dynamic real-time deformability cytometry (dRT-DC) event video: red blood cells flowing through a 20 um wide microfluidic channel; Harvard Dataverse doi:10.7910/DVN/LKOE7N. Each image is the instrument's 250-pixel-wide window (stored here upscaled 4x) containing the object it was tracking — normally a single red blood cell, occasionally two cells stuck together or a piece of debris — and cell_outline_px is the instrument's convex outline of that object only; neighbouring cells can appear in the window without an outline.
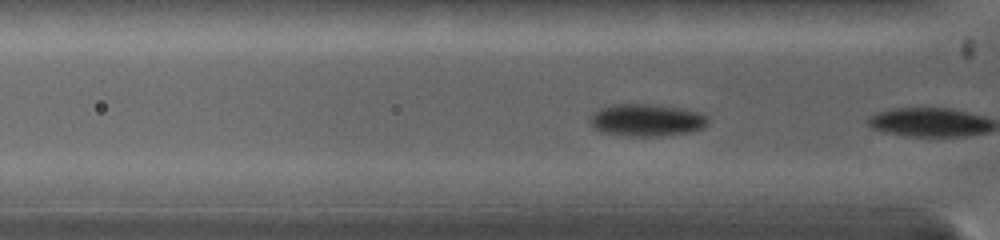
{"species": "common noctule bat (a hibernating species)", "species_latin": "Nyctalus noctula", "temperature_condition": "warm", "stored_images_in_passage": 6, "camera_frame_rate_fps": 5000, "um_per_image_px": 0.085, "animal": {"sex": "female", "body_mass_g": 19.0, "forearm_length_mm": 53.3}, "frame": {"image": 1, "passage_image": 5, "time_ms": 0.8, "image_size_px": [1000, 240], "cell_outline_px": [[708, 124], [704, 128], [692, 132], [660, 136], [632, 136], [600, 132], [592, 124], [592, 112], [600, 108], [612, 104], [652, 104], [684, 108], [700, 112], [708, 116]], "centroid_in_image_um": [55.03, 10.2], "position_along_channel_um": 70.8, "area_um2": 22.37}}